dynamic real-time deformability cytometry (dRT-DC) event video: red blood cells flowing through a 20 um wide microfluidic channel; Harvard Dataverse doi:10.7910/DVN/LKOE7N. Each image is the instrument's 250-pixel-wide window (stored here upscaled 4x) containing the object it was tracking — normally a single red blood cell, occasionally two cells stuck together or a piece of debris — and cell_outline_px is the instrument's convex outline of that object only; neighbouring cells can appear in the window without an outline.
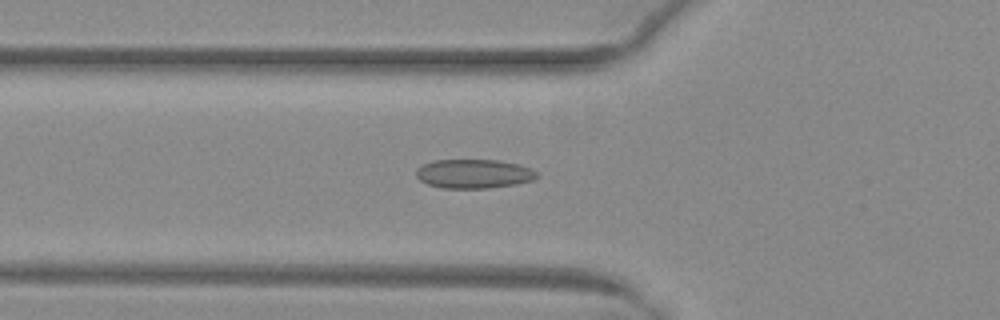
{"species": "common noctule bat (a hibernating species)", "species_latin": "Nyctalus noctula", "temperature_condition": "warm", "stored_images_in_passage": 52, "camera_frame_rate_fps": 3000, "um_per_image_px": 0.085, "animal": {"sex": "female", "body_mass_g": 29.2, "forearm_length_mm": 56.3}, "frame": {"image": 1, "passage_image": 19, "time_ms": 6.0, "image_size_px": [1000, 320], "cell_outline_px": [[540, 176], [532, 180], [516, 184], [488, 188], [440, 188], [428, 184], [420, 180], [416, 176], [416, 168], [424, 164], [436, 160], [500, 160], [520, 164], [536, 172]], "centroid_in_image_um": [40.27, 14.77], "position_along_channel_um": 85.5, "area_um2": 20.46}}
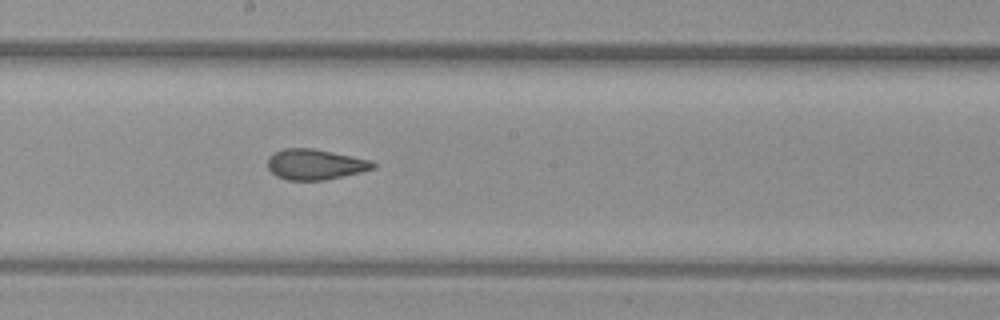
{"frame": {"image": 2, "passage_image": 29, "time_ms": 9.333, "image_size_px": [1000, 320], "cell_outline_px": [[376, 168], [360, 172], [324, 180], [288, 180], [276, 176], [268, 168], [268, 156], [272, 152], [284, 148], [312, 148], [372, 160], [376, 164]], "centroid_in_image_um": [26.77, 13.96], "position_along_channel_um": 221.4, "area_um2": 18.79}}
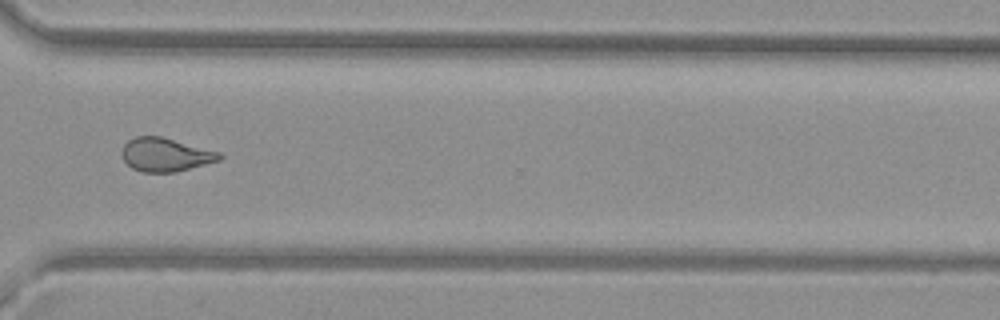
{"frame": {"image": 3, "passage_image": 39, "time_ms": 12.667, "image_size_px": [1000, 320], "cell_outline_px": [[224, 156], [220, 160], [176, 172], [144, 172], [132, 168], [124, 160], [120, 152], [124, 144], [128, 140], [136, 136], [160, 136], [220, 152]], "centroid_in_image_um": [14.05, 13.14], "position_along_channel_um": 356.5, "area_um2": 19.02}, "authors_computed_cell_mechanics": {"area_um2": 20.2011, "velocity_mm_per_s": 4.0558, "shape_relaxation_time_tau1_ms": null, "shape_relaxation_time_tau2_ms": 1.1351, "deformation_change_tau1": null, "deformation_change_tau2": 0.0745}}